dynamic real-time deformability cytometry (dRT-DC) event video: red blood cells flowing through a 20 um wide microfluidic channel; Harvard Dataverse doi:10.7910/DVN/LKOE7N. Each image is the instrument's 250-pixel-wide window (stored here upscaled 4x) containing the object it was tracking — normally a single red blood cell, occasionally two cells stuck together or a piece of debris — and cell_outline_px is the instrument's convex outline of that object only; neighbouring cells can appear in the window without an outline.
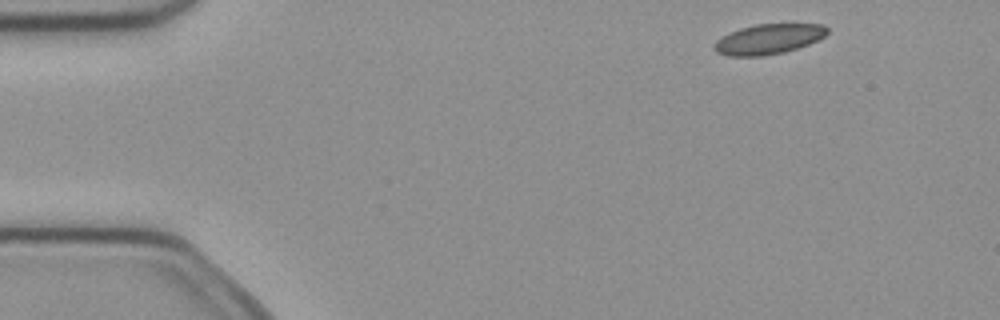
{"species": "common noctule bat (a hibernating species)", "species_latin": "Nyctalus noctula", "temperature_condition": "cold", "stored_images_in_passage": 2, "camera_frame_rate_fps": 3000, "um_per_image_px": 0.085, "animal": {"sex": "female", "body_mass_g": 21.9}, "frame": {"image": 1, "passage_image": 2, "time_ms": 0.333, "image_size_px": [1000, 320], "cell_outline_px": [[828, 32], [824, 36], [808, 44], [784, 52], [764, 56], [728, 56], [716, 52], [712, 48], [712, 44], [716, 40], [740, 28], [756, 24], [824, 24], [828, 28]], "centroid_in_image_um": [65.3, 3.33], "position_along_channel_um": 19.7, "area_um2": 19.77}}